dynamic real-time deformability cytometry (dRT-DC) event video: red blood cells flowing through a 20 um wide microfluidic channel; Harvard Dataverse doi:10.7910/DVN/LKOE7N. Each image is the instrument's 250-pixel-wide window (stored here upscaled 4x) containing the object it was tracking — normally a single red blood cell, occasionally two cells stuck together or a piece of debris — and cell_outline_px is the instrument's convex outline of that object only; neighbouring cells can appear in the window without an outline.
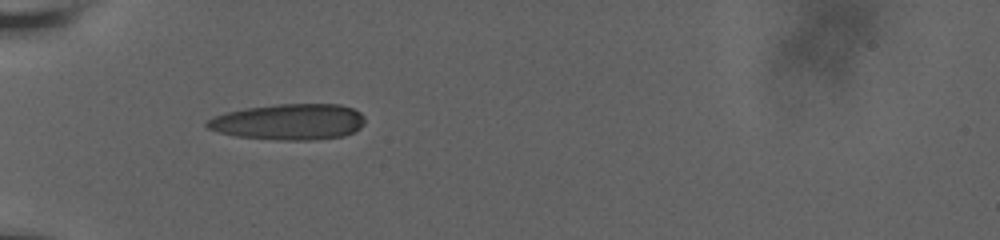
{"species": "human", "species_latin": "Homo sapiens", "temperature_condition": "room temperature", "stored_images_in_passage": 57, "camera_frame_rate_fps": 3000, "um_per_image_px": 0.085, "donor": {"sex": "male"}, "frame": {"image": 1, "passage_image": 1, "time_ms": 0.0, "image_size_px": [1000, 240], "cell_outline_px": [[364, 124], [360, 128], [344, 136], [308, 140], [276, 140], [236, 136], [220, 132], [208, 128], [204, 124], [212, 116], [224, 112], [248, 108], [280, 104], [340, 104], [352, 108], [360, 112], [364, 116]], "centroid_in_image_um": [24.56, 10.35], "position_along_channel_um": 60.4, "area_um2": 33.12}}
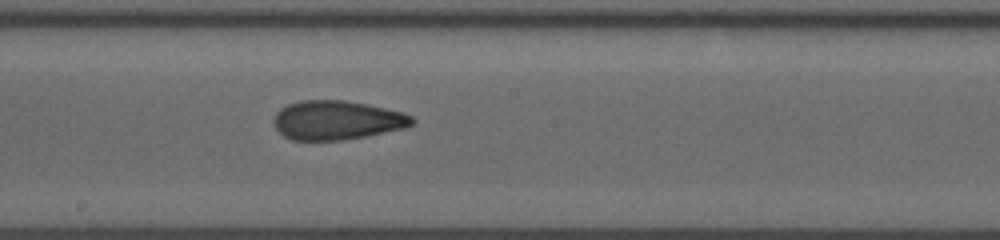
{"frame": {"image": 2, "passage_image": 27, "time_ms": 4.667, "image_size_px": [1000, 240], "cell_outline_px": [[416, 120], [412, 124], [404, 128], [344, 140], [292, 140], [284, 136], [272, 124], [272, 120], [276, 112], [280, 108], [288, 104], [300, 100], [344, 100], [368, 104], [404, 112], [412, 116]], "centroid_in_image_um": [28.61, 10.2], "position_along_channel_um": 219.6, "area_um2": 31.67}}
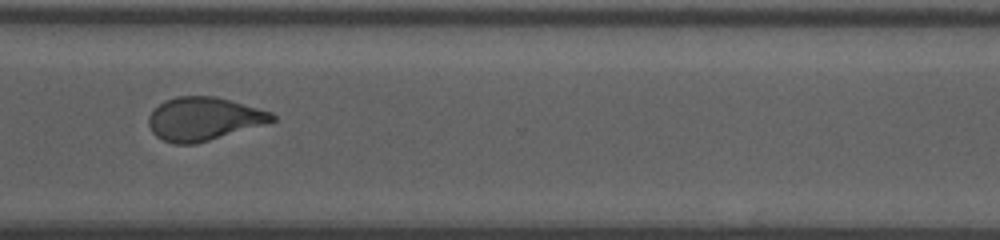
{"frame": {"image": 3, "passage_image": 56, "time_ms": 8.333, "image_size_px": [1000, 240], "cell_outline_px": [[276, 120], [264, 124], [196, 144], [176, 144], [164, 140], [156, 136], [152, 132], [148, 124], [148, 116], [164, 100], [176, 96], [216, 96], [272, 112], [276, 116]], "centroid_in_image_um": [17.3, 10.1], "position_along_channel_um": 353.3, "area_um2": 30.98}}